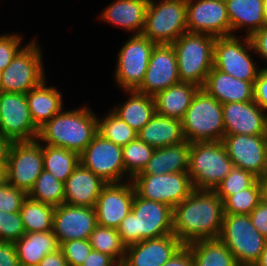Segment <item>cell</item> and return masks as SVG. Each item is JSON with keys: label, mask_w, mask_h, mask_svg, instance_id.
<instances>
[{"label": "cell", "mask_w": 267, "mask_h": 266, "mask_svg": "<svg viewBox=\"0 0 267 266\" xmlns=\"http://www.w3.org/2000/svg\"><path fill=\"white\" fill-rule=\"evenodd\" d=\"M223 201L213 190L194 189L173 208V234L183 245L218 239L223 223Z\"/></svg>", "instance_id": "6da1fadb"}, {"label": "cell", "mask_w": 267, "mask_h": 266, "mask_svg": "<svg viewBox=\"0 0 267 266\" xmlns=\"http://www.w3.org/2000/svg\"><path fill=\"white\" fill-rule=\"evenodd\" d=\"M97 118L87 107L61 110L39 129L37 139L80 155L97 134Z\"/></svg>", "instance_id": "7a4b0ae2"}, {"label": "cell", "mask_w": 267, "mask_h": 266, "mask_svg": "<svg viewBox=\"0 0 267 266\" xmlns=\"http://www.w3.org/2000/svg\"><path fill=\"white\" fill-rule=\"evenodd\" d=\"M117 231L126 247L173 234V208L135 193L132 211L122 220Z\"/></svg>", "instance_id": "3957f363"}, {"label": "cell", "mask_w": 267, "mask_h": 266, "mask_svg": "<svg viewBox=\"0 0 267 266\" xmlns=\"http://www.w3.org/2000/svg\"><path fill=\"white\" fill-rule=\"evenodd\" d=\"M215 39L213 35L187 31L171 44L177 57L180 82L204 87L213 68Z\"/></svg>", "instance_id": "277c9868"}, {"label": "cell", "mask_w": 267, "mask_h": 266, "mask_svg": "<svg viewBox=\"0 0 267 266\" xmlns=\"http://www.w3.org/2000/svg\"><path fill=\"white\" fill-rule=\"evenodd\" d=\"M187 142L222 141L225 136L222 104L200 88L182 119Z\"/></svg>", "instance_id": "5b68a950"}, {"label": "cell", "mask_w": 267, "mask_h": 266, "mask_svg": "<svg viewBox=\"0 0 267 266\" xmlns=\"http://www.w3.org/2000/svg\"><path fill=\"white\" fill-rule=\"evenodd\" d=\"M233 167L222 141L191 143L188 173L194 189L214 190Z\"/></svg>", "instance_id": "8992f818"}, {"label": "cell", "mask_w": 267, "mask_h": 266, "mask_svg": "<svg viewBox=\"0 0 267 266\" xmlns=\"http://www.w3.org/2000/svg\"><path fill=\"white\" fill-rule=\"evenodd\" d=\"M218 239L231 251L238 266H254L266 243L250 216L243 214H224Z\"/></svg>", "instance_id": "52a82bcc"}, {"label": "cell", "mask_w": 267, "mask_h": 266, "mask_svg": "<svg viewBox=\"0 0 267 266\" xmlns=\"http://www.w3.org/2000/svg\"><path fill=\"white\" fill-rule=\"evenodd\" d=\"M187 0H162L148 4L142 35L159 44H172L187 32Z\"/></svg>", "instance_id": "ba28073f"}, {"label": "cell", "mask_w": 267, "mask_h": 266, "mask_svg": "<svg viewBox=\"0 0 267 266\" xmlns=\"http://www.w3.org/2000/svg\"><path fill=\"white\" fill-rule=\"evenodd\" d=\"M243 41V43H242ZM248 50H254L251 40L245 35L240 40L236 35L216 37L214 42L213 67L226 74L252 84L263 71L257 69Z\"/></svg>", "instance_id": "9c48e42d"}, {"label": "cell", "mask_w": 267, "mask_h": 266, "mask_svg": "<svg viewBox=\"0 0 267 266\" xmlns=\"http://www.w3.org/2000/svg\"><path fill=\"white\" fill-rule=\"evenodd\" d=\"M42 54L31 42L23 47L2 71L1 91L26 94L45 80Z\"/></svg>", "instance_id": "30bf717a"}, {"label": "cell", "mask_w": 267, "mask_h": 266, "mask_svg": "<svg viewBox=\"0 0 267 266\" xmlns=\"http://www.w3.org/2000/svg\"><path fill=\"white\" fill-rule=\"evenodd\" d=\"M131 182L139 197L161 202L172 208L179 205L194 190L188 172L134 175Z\"/></svg>", "instance_id": "8fae6325"}, {"label": "cell", "mask_w": 267, "mask_h": 266, "mask_svg": "<svg viewBox=\"0 0 267 266\" xmlns=\"http://www.w3.org/2000/svg\"><path fill=\"white\" fill-rule=\"evenodd\" d=\"M43 170V144L38 139L14 141L6 168L7 183L28 194Z\"/></svg>", "instance_id": "7c38bea8"}, {"label": "cell", "mask_w": 267, "mask_h": 266, "mask_svg": "<svg viewBox=\"0 0 267 266\" xmlns=\"http://www.w3.org/2000/svg\"><path fill=\"white\" fill-rule=\"evenodd\" d=\"M157 44L142 34L133 35L118 53L115 71L116 81L120 88L137 90L144 78L152 51Z\"/></svg>", "instance_id": "4fadbf2b"}, {"label": "cell", "mask_w": 267, "mask_h": 266, "mask_svg": "<svg viewBox=\"0 0 267 266\" xmlns=\"http://www.w3.org/2000/svg\"><path fill=\"white\" fill-rule=\"evenodd\" d=\"M80 163L104 182L121 183L125 172L122 147L96 134L80 154Z\"/></svg>", "instance_id": "5bb4252c"}, {"label": "cell", "mask_w": 267, "mask_h": 266, "mask_svg": "<svg viewBox=\"0 0 267 266\" xmlns=\"http://www.w3.org/2000/svg\"><path fill=\"white\" fill-rule=\"evenodd\" d=\"M0 134L13 141H32L38 138L28 107L26 94L0 92Z\"/></svg>", "instance_id": "9a60e30c"}, {"label": "cell", "mask_w": 267, "mask_h": 266, "mask_svg": "<svg viewBox=\"0 0 267 266\" xmlns=\"http://www.w3.org/2000/svg\"><path fill=\"white\" fill-rule=\"evenodd\" d=\"M222 143L234 167L251 172L257 178L267 173L266 135L225 134Z\"/></svg>", "instance_id": "2e32d148"}, {"label": "cell", "mask_w": 267, "mask_h": 266, "mask_svg": "<svg viewBox=\"0 0 267 266\" xmlns=\"http://www.w3.org/2000/svg\"><path fill=\"white\" fill-rule=\"evenodd\" d=\"M187 0V31L215 37L230 35V21L224 0Z\"/></svg>", "instance_id": "e0dca14e"}, {"label": "cell", "mask_w": 267, "mask_h": 266, "mask_svg": "<svg viewBox=\"0 0 267 266\" xmlns=\"http://www.w3.org/2000/svg\"><path fill=\"white\" fill-rule=\"evenodd\" d=\"M135 190L131 180L126 183H108L94 206L97 225L117 229L132 211Z\"/></svg>", "instance_id": "ac0fdd59"}, {"label": "cell", "mask_w": 267, "mask_h": 266, "mask_svg": "<svg viewBox=\"0 0 267 266\" xmlns=\"http://www.w3.org/2000/svg\"><path fill=\"white\" fill-rule=\"evenodd\" d=\"M179 82L177 57L173 46L159 44L152 51L145 78L136 91L154 96Z\"/></svg>", "instance_id": "d6986e66"}, {"label": "cell", "mask_w": 267, "mask_h": 266, "mask_svg": "<svg viewBox=\"0 0 267 266\" xmlns=\"http://www.w3.org/2000/svg\"><path fill=\"white\" fill-rule=\"evenodd\" d=\"M96 226L94 207H80L66 203L55 207L52 231L58 238L59 244L75 239H89Z\"/></svg>", "instance_id": "ffe728a7"}, {"label": "cell", "mask_w": 267, "mask_h": 266, "mask_svg": "<svg viewBox=\"0 0 267 266\" xmlns=\"http://www.w3.org/2000/svg\"><path fill=\"white\" fill-rule=\"evenodd\" d=\"M225 134L266 135L267 113L255 102L222 104Z\"/></svg>", "instance_id": "44dd1931"}, {"label": "cell", "mask_w": 267, "mask_h": 266, "mask_svg": "<svg viewBox=\"0 0 267 266\" xmlns=\"http://www.w3.org/2000/svg\"><path fill=\"white\" fill-rule=\"evenodd\" d=\"M183 244L174 234L127 246L123 266H162Z\"/></svg>", "instance_id": "7402d4cb"}, {"label": "cell", "mask_w": 267, "mask_h": 266, "mask_svg": "<svg viewBox=\"0 0 267 266\" xmlns=\"http://www.w3.org/2000/svg\"><path fill=\"white\" fill-rule=\"evenodd\" d=\"M106 184L100 177L79 163L64 183V203L80 207H94Z\"/></svg>", "instance_id": "603a6c76"}, {"label": "cell", "mask_w": 267, "mask_h": 266, "mask_svg": "<svg viewBox=\"0 0 267 266\" xmlns=\"http://www.w3.org/2000/svg\"><path fill=\"white\" fill-rule=\"evenodd\" d=\"M221 104L253 101V84L226 74L214 67L203 87Z\"/></svg>", "instance_id": "cb8c5ba5"}, {"label": "cell", "mask_w": 267, "mask_h": 266, "mask_svg": "<svg viewBox=\"0 0 267 266\" xmlns=\"http://www.w3.org/2000/svg\"><path fill=\"white\" fill-rule=\"evenodd\" d=\"M147 7L142 0H115L100 17L107 23L135 32L133 35H140L144 30Z\"/></svg>", "instance_id": "d4e9b609"}, {"label": "cell", "mask_w": 267, "mask_h": 266, "mask_svg": "<svg viewBox=\"0 0 267 266\" xmlns=\"http://www.w3.org/2000/svg\"><path fill=\"white\" fill-rule=\"evenodd\" d=\"M201 87L189 82H179L156 93L153 98L156 113L182 120L193 97Z\"/></svg>", "instance_id": "484cf974"}, {"label": "cell", "mask_w": 267, "mask_h": 266, "mask_svg": "<svg viewBox=\"0 0 267 266\" xmlns=\"http://www.w3.org/2000/svg\"><path fill=\"white\" fill-rule=\"evenodd\" d=\"M137 138L157 149L184 142L182 120L155 114L137 132Z\"/></svg>", "instance_id": "4316f807"}, {"label": "cell", "mask_w": 267, "mask_h": 266, "mask_svg": "<svg viewBox=\"0 0 267 266\" xmlns=\"http://www.w3.org/2000/svg\"><path fill=\"white\" fill-rule=\"evenodd\" d=\"M191 143L181 142L155 149L152 158L136 175H162L164 173L188 172Z\"/></svg>", "instance_id": "83f0119b"}, {"label": "cell", "mask_w": 267, "mask_h": 266, "mask_svg": "<svg viewBox=\"0 0 267 266\" xmlns=\"http://www.w3.org/2000/svg\"><path fill=\"white\" fill-rule=\"evenodd\" d=\"M14 244L20 266H37L45 255L60 249L58 238L52 230L25 233Z\"/></svg>", "instance_id": "f1b7e54d"}, {"label": "cell", "mask_w": 267, "mask_h": 266, "mask_svg": "<svg viewBox=\"0 0 267 266\" xmlns=\"http://www.w3.org/2000/svg\"><path fill=\"white\" fill-rule=\"evenodd\" d=\"M232 32L246 27V36L267 24L263 9V0H224Z\"/></svg>", "instance_id": "f546056e"}, {"label": "cell", "mask_w": 267, "mask_h": 266, "mask_svg": "<svg viewBox=\"0 0 267 266\" xmlns=\"http://www.w3.org/2000/svg\"><path fill=\"white\" fill-rule=\"evenodd\" d=\"M44 80L26 93L31 118L39 130L62 110V95L54 87H46Z\"/></svg>", "instance_id": "4dcf8cb0"}, {"label": "cell", "mask_w": 267, "mask_h": 266, "mask_svg": "<svg viewBox=\"0 0 267 266\" xmlns=\"http://www.w3.org/2000/svg\"><path fill=\"white\" fill-rule=\"evenodd\" d=\"M128 93L131 94L130 98L112 111L138 132L156 114L154 98L136 90Z\"/></svg>", "instance_id": "1f68e13d"}, {"label": "cell", "mask_w": 267, "mask_h": 266, "mask_svg": "<svg viewBox=\"0 0 267 266\" xmlns=\"http://www.w3.org/2000/svg\"><path fill=\"white\" fill-rule=\"evenodd\" d=\"M195 266H238L233 254L219 239L199 240L187 245Z\"/></svg>", "instance_id": "d6a6232c"}, {"label": "cell", "mask_w": 267, "mask_h": 266, "mask_svg": "<svg viewBox=\"0 0 267 266\" xmlns=\"http://www.w3.org/2000/svg\"><path fill=\"white\" fill-rule=\"evenodd\" d=\"M80 163V155L65 148L43 145L44 170L65 183Z\"/></svg>", "instance_id": "836d02e7"}, {"label": "cell", "mask_w": 267, "mask_h": 266, "mask_svg": "<svg viewBox=\"0 0 267 266\" xmlns=\"http://www.w3.org/2000/svg\"><path fill=\"white\" fill-rule=\"evenodd\" d=\"M55 207L35 201L27 196L20 209L25 233L53 230Z\"/></svg>", "instance_id": "e575fe53"}, {"label": "cell", "mask_w": 267, "mask_h": 266, "mask_svg": "<svg viewBox=\"0 0 267 266\" xmlns=\"http://www.w3.org/2000/svg\"><path fill=\"white\" fill-rule=\"evenodd\" d=\"M88 240L93 250L108 254L120 265L123 264L127 247L117 229L97 225Z\"/></svg>", "instance_id": "d590c367"}, {"label": "cell", "mask_w": 267, "mask_h": 266, "mask_svg": "<svg viewBox=\"0 0 267 266\" xmlns=\"http://www.w3.org/2000/svg\"><path fill=\"white\" fill-rule=\"evenodd\" d=\"M28 197L54 207L60 206L64 203V183L43 170L29 191Z\"/></svg>", "instance_id": "8d00e7d4"}, {"label": "cell", "mask_w": 267, "mask_h": 266, "mask_svg": "<svg viewBox=\"0 0 267 266\" xmlns=\"http://www.w3.org/2000/svg\"><path fill=\"white\" fill-rule=\"evenodd\" d=\"M97 129L103 138L121 147L137 138V132L112 110L104 118H97Z\"/></svg>", "instance_id": "74e56055"}, {"label": "cell", "mask_w": 267, "mask_h": 266, "mask_svg": "<svg viewBox=\"0 0 267 266\" xmlns=\"http://www.w3.org/2000/svg\"><path fill=\"white\" fill-rule=\"evenodd\" d=\"M154 151L155 148L138 138L122 147L125 172L129 175L130 179L143 170L152 158Z\"/></svg>", "instance_id": "f35d334b"}, {"label": "cell", "mask_w": 267, "mask_h": 266, "mask_svg": "<svg viewBox=\"0 0 267 266\" xmlns=\"http://www.w3.org/2000/svg\"><path fill=\"white\" fill-rule=\"evenodd\" d=\"M260 202V187L257 180L251 187L227 196L223 200V211L224 214L249 215Z\"/></svg>", "instance_id": "ab89813d"}, {"label": "cell", "mask_w": 267, "mask_h": 266, "mask_svg": "<svg viewBox=\"0 0 267 266\" xmlns=\"http://www.w3.org/2000/svg\"><path fill=\"white\" fill-rule=\"evenodd\" d=\"M258 178L251 172L233 167L230 173L213 190L223 201L227 196L251 187Z\"/></svg>", "instance_id": "60d3db41"}, {"label": "cell", "mask_w": 267, "mask_h": 266, "mask_svg": "<svg viewBox=\"0 0 267 266\" xmlns=\"http://www.w3.org/2000/svg\"><path fill=\"white\" fill-rule=\"evenodd\" d=\"M25 234L20 212L0 210V240L15 243Z\"/></svg>", "instance_id": "b9f144b4"}, {"label": "cell", "mask_w": 267, "mask_h": 266, "mask_svg": "<svg viewBox=\"0 0 267 266\" xmlns=\"http://www.w3.org/2000/svg\"><path fill=\"white\" fill-rule=\"evenodd\" d=\"M68 266H81L93 250L88 239H75L60 244Z\"/></svg>", "instance_id": "7bdbcfd3"}, {"label": "cell", "mask_w": 267, "mask_h": 266, "mask_svg": "<svg viewBox=\"0 0 267 266\" xmlns=\"http://www.w3.org/2000/svg\"><path fill=\"white\" fill-rule=\"evenodd\" d=\"M27 196L25 191L6 182L0 187V210L8 213L20 212L22 203Z\"/></svg>", "instance_id": "ee69618b"}, {"label": "cell", "mask_w": 267, "mask_h": 266, "mask_svg": "<svg viewBox=\"0 0 267 266\" xmlns=\"http://www.w3.org/2000/svg\"><path fill=\"white\" fill-rule=\"evenodd\" d=\"M22 36L16 34L0 35V70H4L23 48H20Z\"/></svg>", "instance_id": "f6af8a7d"}, {"label": "cell", "mask_w": 267, "mask_h": 266, "mask_svg": "<svg viewBox=\"0 0 267 266\" xmlns=\"http://www.w3.org/2000/svg\"><path fill=\"white\" fill-rule=\"evenodd\" d=\"M253 100L267 110V70H263L253 83Z\"/></svg>", "instance_id": "bcb514c9"}, {"label": "cell", "mask_w": 267, "mask_h": 266, "mask_svg": "<svg viewBox=\"0 0 267 266\" xmlns=\"http://www.w3.org/2000/svg\"><path fill=\"white\" fill-rule=\"evenodd\" d=\"M0 266H20L14 243L0 240Z\"/></svg>", "instance_id": "7dc6e473"}, {"label": "cell", "mask_w": 267, "mask_h": 266, "mask_svg": "<svg viewBox=\"0 0 267 266\" xmlns=\"http://www.w3.org/2000/svg\"><path fill=\"white\" fill-rule=\"evenodd\" d=\"M249 216L254 227L267 239V205L260 202Z\"/></svg>", "instance_id": "c3c4849f"}, {"label": "cell", "mask_w": 267, "mask_h": 266, "mask_svg": "<svg viewBox=\"0 0 267 266\" xmlns=\"http://www.w3.org/2000/svg\"><path fill=\"white\" fill-rule=\"evenodd\" d=\"M254 52L266 59L267 62V24L255 31L250 37ZM262 70H267L262 68Z\"/></svg>", "instance_id": "681fc988"}, {"label": "cell", "mask_w": 267, "mask_h": 266, "mask_svg": "<svg viewBox=\"0 0 267 266\" xmlns=\"http://www.w3.org/2000/svg\"><path fill=\"white\" fill-rule=\"evenodd\" d=\"M162 266H195L193 253L190 248L183 245L166 263Z\"/></svg>", "instance_id": "f907efd6"}, {"label": "cell", "mask_w": 267, "mask_h": 266, "mask_svg": "<svg viewBox=\"0 0 267 266\" xmlns=\"http://www.w3.org/2000/svg\"><path fill=\"white\" fill-rule=\"evenodd\" d=\"M120 264L111 256L92 250L81 266H119Z\"/></svg>", "instance_id": "816d5d0a"}, {"label": "cell", "mask_w": 267, "mask_h": 266, "mask_svg": "<svg viewBox=\"0 0 267 266\" xmlns=\"http://www.w3.org/2000/svg\"><path fill=\"white\" fill-rule=\"evenodd\" d=\"M37 266H68V263L62 251L59 249L58 251L45 255Z\"/></svg>", "instance_id": "f5cc1de1"}, {"label": "cell", "mask_w": 267, "mask_h": 266, "mask_svg": "<svg viewBox=\"0 0 267 266\" xmlns=\"http://www.w3.org/2000/svg\"><path fill=\"white\" fill-rule=\"evenodd\" d=\"M14 141L0 134V166L7 168L9 152Z\"/></svg>", "instance_id": "db71d44e"}, {"label": "cell", "mask_w": 267, "mask_h": 266, "mask_svg": "<svg viewBox=\"0 0 267 266\" xmlns=\"http://www.w3.org/2000/svg\"><path fill=\"white\" fill-rule=\"evenodd\" d=\"M259 187H260V201L261 203L267 205V173L258 178Z\"/></svg>", "instance_id": "11a10c76"}, {"label": "cell", "mask_w": 267, "mask_h": 266, "mask_svg": "<svg viewBox=\"0 0 267 266\" xmlns=\"http://www.w3.org/2000/svg\"><path fill=\"white\" fill-rule=\"evenodd\" d=\"M254 266H267V239H266L265 247L260 255V258L255 263Z\"/></svg>", "instance_id": "9f6ffc18"}, {"label": "cell", "mask_w": 267, "mask_h": 266, "mask_svg": "<svg viewBox=\"0 0 267 266\" xmlns=\"http://www.w3.org/2000/svg\"><path fill=\"white\" fill-rule=\"evenodd\" d=\"M7 182L6 167L0 166V187Z\"/></svg>", "instance_id": "6f0895ef"}, {"label": "cell", "mask_w": 267, "mask_h": 266, "mask_svg": "<svg viewBox=\"0 0 267 266\" xmlns=\"http://www.w3.org/2000/svg\"><path fill=\"white\" fill-rule=\"evenodd\" d=\"M263 9H264L265 19L267 21V0H263Z\"/></svg>", "instance_id": "680465c9"}, {"label": "cell", "mask_w": 267, "mask_h": 266, "mask_svg": "<svg viewBox=\"0 0 267 266\" xmlns=\"http://www.w3.org/2000/svg\"><path fill=\"white\" fill-rule=\"evenodd\" d=\"M142 1H144L147 4H150V3H153L154 2V0H142Z\"/></svg>", "instance_id": "91938a15"}, {"label": "cell", "mask_w": 267, "mask_h": 266, "mask_svg": "<svg viewBox=\"0 0 267 266\" xmlns=\"http://www.w3.org/2000/svg\"><path fill=\"white\" fill-rule=\"evenodd\" d=\"M2 70H0V92H1V82H2Z\"/></svg>", "instance_id": "94428289"}]
</instances>
